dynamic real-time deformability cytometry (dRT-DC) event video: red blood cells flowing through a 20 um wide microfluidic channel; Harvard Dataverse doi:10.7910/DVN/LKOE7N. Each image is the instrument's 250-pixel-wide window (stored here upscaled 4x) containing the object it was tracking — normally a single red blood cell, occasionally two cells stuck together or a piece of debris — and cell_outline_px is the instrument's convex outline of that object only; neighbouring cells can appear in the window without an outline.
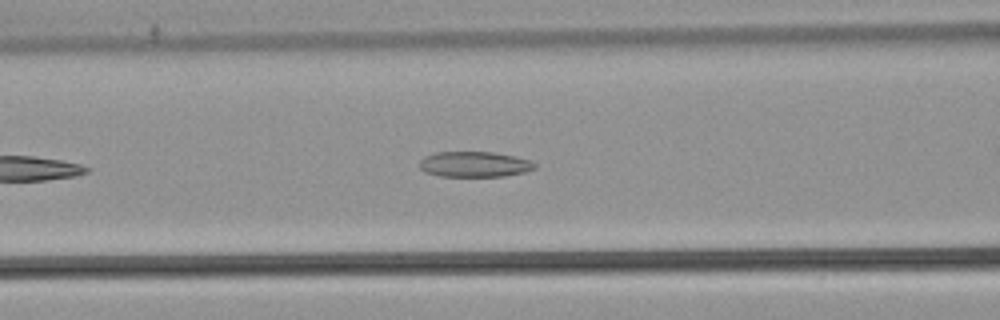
{"species": "common noctule bat (a hibernating species)", "species_latin": "Nyctalus noctula", "temperature_condition": "warm", "stored_images_in_passage": 14, "camera_frame_rate_fps": 3000, "um_per_image_px": 0.085, "animal": {"sex": "male", "body_mass_g": 21.5, "forearm_length_mm": 52.0}, "frame": {"image": 1, "passage_image": 5, "time_ms": 1.333, "image_size_px": [1000, 320], "cell_outline_px": [[536, 168], [524, 172], [504, 176], [440, 176], [424, 172], [420, 168], [420, 160], [424, 156], [436, 152], [492, 152], [516, 156], [528, 160], [536, 164]], "centroid_in_image_um": [40.31, 13.96], "position_along_channel_um": 126.3, "area_um2": 17.11}}
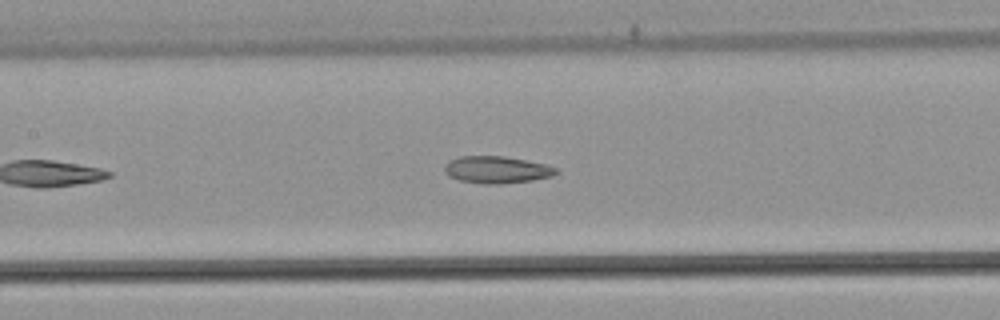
{"frame": {"image": 2, "passage_image": 8, "time_ms": 2.333, "image_size_px": [1000, 320], "cell_outline_px": [[560, 172], [552, 176], [532, 180], [500, 184], [484, 184], [460, 180], [448, 176], [444, 172], [444, 168], [452, 160], [460, 156], [504, 156], [544, 164], [556, 168]], "centroid_in_image_um": [42.23, 14.43], "position_along_channel_um": 165.2, "area_um2": 17.4}}